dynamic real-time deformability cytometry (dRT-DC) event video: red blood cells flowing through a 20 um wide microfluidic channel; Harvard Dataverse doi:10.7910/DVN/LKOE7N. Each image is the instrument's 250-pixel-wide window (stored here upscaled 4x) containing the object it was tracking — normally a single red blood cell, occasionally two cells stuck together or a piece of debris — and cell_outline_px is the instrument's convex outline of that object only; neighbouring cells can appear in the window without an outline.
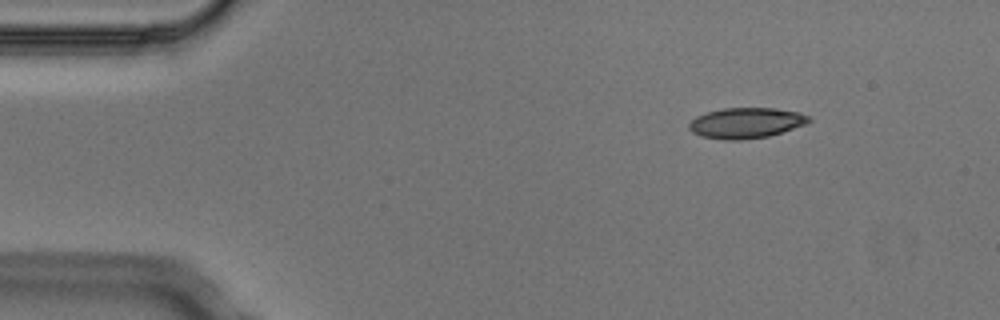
{"species": "Egyptian fruit bat (a non-hibernating species)", "species_latin": "Rousettus aegyptiacus", "temperature_condition": "cold", "stored_images_in_passage": 4, "camera_frame_rate_fps": 3000, "um_per_image_px": 0.085, "animal": {"sex": "male"}, "frame": {"image": 1, "passage_image": 2, "time_ms": 0.333, "image_size_px": [1000, 320], "cell_outline_px": [[812, 120], [808, 124], [768, 136], [744, 140], [724, 140], [700, 136], [692, 132], [688, 128], [688, 124], [696, 116], [708, 112], [724, 108], [776, 108], [800, 112], [812, 116]], "centroid_in_image_um": [63.46, 10.45], "position_along_channel_um": 21.5, "area_um2": 21.62}}